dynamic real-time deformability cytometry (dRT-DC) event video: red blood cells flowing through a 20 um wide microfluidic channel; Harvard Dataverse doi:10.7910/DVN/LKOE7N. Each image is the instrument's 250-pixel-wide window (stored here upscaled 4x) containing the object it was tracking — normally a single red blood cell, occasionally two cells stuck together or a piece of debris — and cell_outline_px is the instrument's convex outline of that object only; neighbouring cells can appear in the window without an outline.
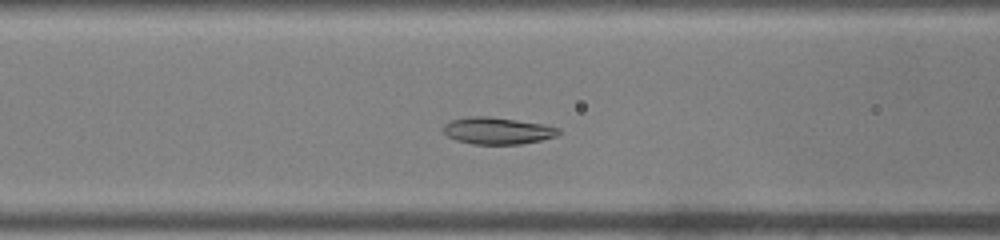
{"species": "common noctule bat (a hibernating species)", "species_latin": "Nyctalus noctula", "temperature_condition": "warm", "stored_images_in_passage": 43, "camera_frame_rate_fps": 3000, "um_per_image_px": 0.085, "animal": {"sex": "male", "body_mass_g": 19.0, "forearm_length_mm": 50.8}, "frame": {"image": 1, "passage_image": 13, "time_ms": 4.0, "image_size_px": [1000, 240], "cell_outline_px": [[560, 132], [556, 136], [540, 140], [520, 144], [472, 144], [456, 140], [448, 136], [444, 132], [444, 124], [452, 120], [468, 116], [488, 116], [544, 124], [560, 128]], "centroid_in_image_um": [42.28, 11.11], "position_along_channel_um": 124.3, "area_um2": 17.98}}
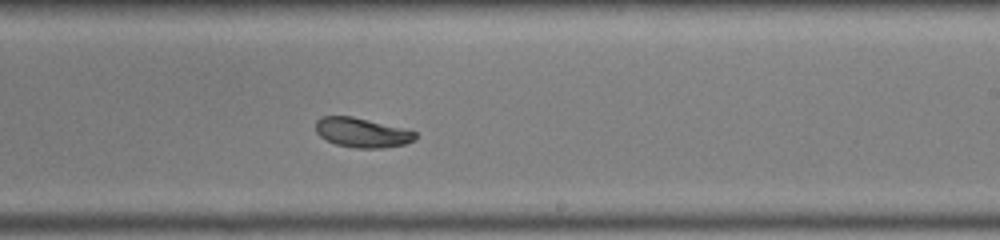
{"frame": {"image": 2, "passage_image": 23, "time_ms": 7.333, "image_size_px": [1000, 240], "cell_outline_px": [[416, 140], [404, 144], [380, 148], [356, 148], [336, 144], [320, 136], [316, 132], [316, 120], [320, 116], [352, 116], [404, 128], [416, 132]], "centroid_in_image_um": [30.77, 11.26], "position_along_channel_um": 258.2, "area_um2": 17.11}}
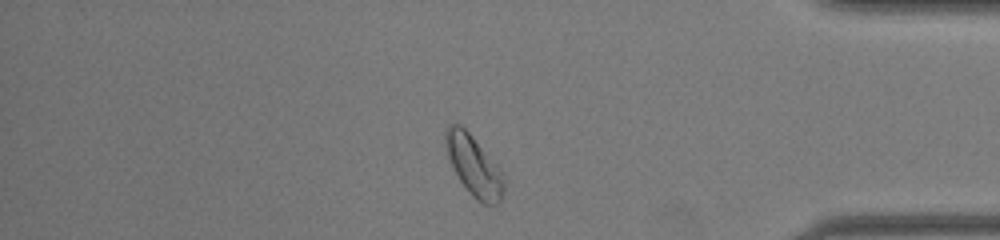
{"frame": {"image": 3, "passage_image": 35, "time_ms": 11.333, "image_size_px": [1000, 240], "cell_outline_px": [[504, 188], [500, 200], [496, 204], [484, 204], [476, 200], [472, 196], [460, 180], [452, 168], [448, 156], [444, 140], [444, 132], [448, 124], [460, 124], [468, 132], [504, 172]], "centroid_in_image_um": [40.27, 14.08], "position_along_channel_um": 394.9, "area_um2": 20.46}, "authors_computed_cell_mechanics": {"area_um2": 18.4382, "velocity_mm_per_s": 4.0297, "shape_relaxation_time_tau1_ms": null, "shape_relaxation_time_tau2_ms": 1.8703, "deformation_change_tau1": null, "deformation_change_tau2": 0.0202}}